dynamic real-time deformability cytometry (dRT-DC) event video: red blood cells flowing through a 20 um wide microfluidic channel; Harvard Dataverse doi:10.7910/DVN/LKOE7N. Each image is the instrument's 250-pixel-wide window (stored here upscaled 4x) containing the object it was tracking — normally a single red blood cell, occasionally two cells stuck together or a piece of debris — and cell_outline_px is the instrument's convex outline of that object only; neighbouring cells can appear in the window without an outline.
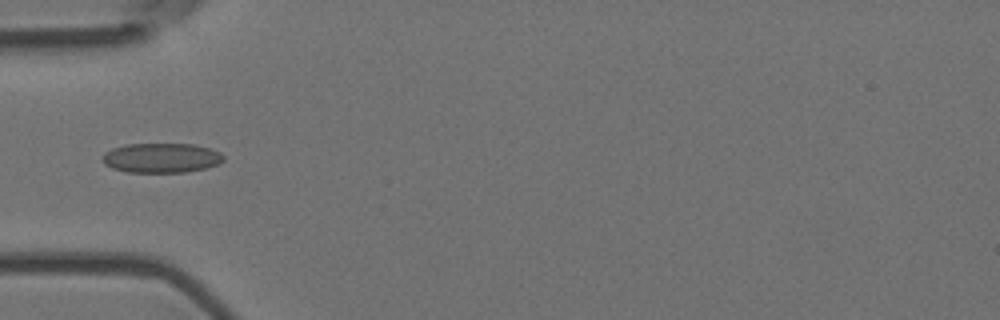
{"species": "Egyptian fruit bat (a non-hibernating species)", "species_latin": "Rousettus aegyptiacus", "temperature_condition": "room temperature", "stored_images_in_passage": 5, "camera_frame_rate_fps": 3000, "um_per_image_px": 0.085, "animal": {"sex": "female"}, "frame": {"image": 1, "passage_image": 5, "time_ms": 1.333, "image_size_px": [1000, 320], "cell_outline_px": [[224, 160], [220, 164], [204, 168], [184, 172], [128, 172], [112, 168], [104, 164], [100, 156], [104, 152], [112, 148], [124, 144], [196, 144], [220, 152], [224, 156]], "centroid_in_image_um": [13.69, 13.41], "position_along_channel_um": 71.3, "area_um2": 21.1}}